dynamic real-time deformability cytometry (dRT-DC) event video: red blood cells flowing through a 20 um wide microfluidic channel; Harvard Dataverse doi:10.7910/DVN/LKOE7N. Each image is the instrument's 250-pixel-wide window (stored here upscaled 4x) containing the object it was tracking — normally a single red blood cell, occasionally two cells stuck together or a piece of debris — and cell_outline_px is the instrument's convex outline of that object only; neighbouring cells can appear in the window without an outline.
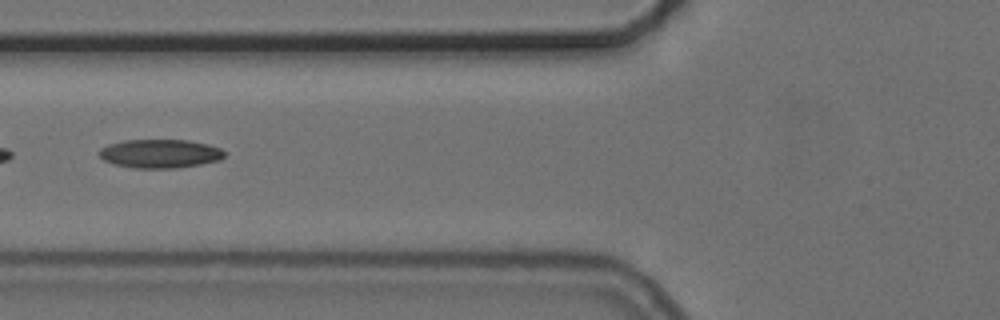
{"species": "common noctule bat (a hibernating species)", "species_latin": "Nyctalus noctula", "temperature_condition": "cold", "stored_images_in_passage": 21, "camera_frame_rate_fps": 3000, "um_per_image_px": 0.085, "animal": {"sex": "female", "body_mass_g": 24.6, "forearm_length_mm": 56.2}, "frame": {"image": 1, "passage_image": 10, "time_ms": 3.0, "image_size_px": [1000, 320], "cell_outline_px": [[224, 156], [220, 160], [200, 164], [176, 168], [136, 168], [116, 164], [104, 160], [100, 156], [100, 148], [108, 144], [124, 140], [188, 140], [208, 144], [220, 148], [224, 152]], "centroid_in_image_um": [13.61, 13.05], "position_along_channel_um": 112.2, "area_um2": 20.81}}
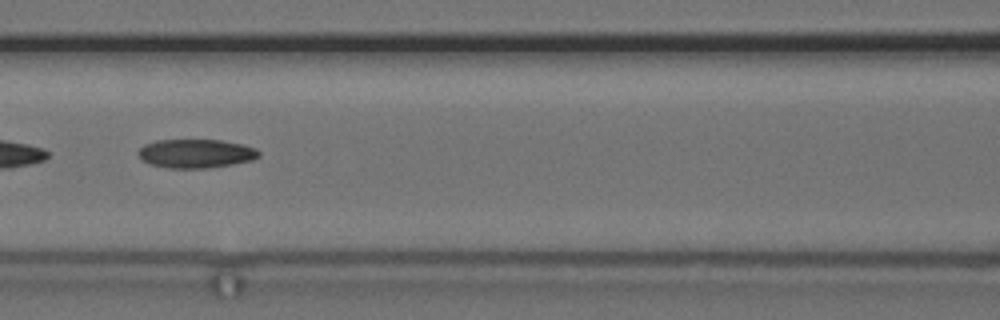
{"frame": {"image": 2, "passage_image": 13, "time_ms": 4.0, "image_size_px": [1000, 320], "cell_outline_px": [[260, 156], [252, 160], [232, 164], [204, 168], [168, 168], [152, 164], [144, 160], [136, 152], [144, 144], [156, 140], [220, 140], [244, 144], [256, 148], [260, 152]], "centroid_in_image_um": [16.67, 13.04], "position_along_channel_um": 149.9, "area_um2": 20.17}}
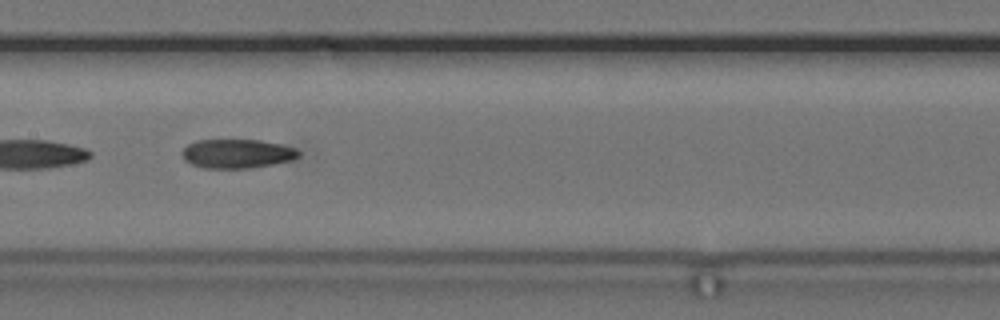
{"frame": {"image": 3, "passage_image": 16, "time_ms": 5.0, "image_size_px": [1000, 320], "cell_outline_px": [[300, 156], [292, 160], [252, 168], [204, 168], [192, 164], [184, 160], [180, 152], [188, 144], [196, 140], [260, 140], [280, 144], [296, 148], [300, 152]], "centroid_in_image_um": [20.14, 13.06], "position_along_channel_um": 187.3, "area_um2": 19.83}}